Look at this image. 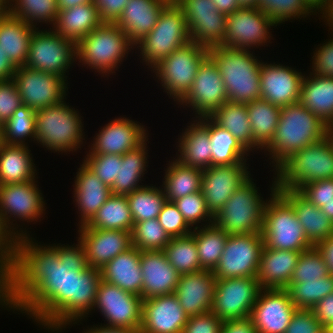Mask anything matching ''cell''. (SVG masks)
<instances>
[{
	"label": "cell",
	"mask_w": 333,
	"mask_h": 333,
	"mask_svg": "<svg viewBox=\"0 0 333 333\" xmlns=\"http://www.w3.org/2000/svg\"><path fill=\"white\" fill-rule=\"evenodd\" d=\"M122 155L115 154H86L83 163L93 172L103 183L111 187L118 177L119 161Z\"/></svg>",
	"instance_id": "11a10c76"
},
{
	"label": "cell",
	"mask_w": 333,
	"mask_h": 333,
	"mask_svg": "<svg viewBox=\"0 0 333 333\" xmlns=\"http://www.w3.org/2000/svg\"><path fill=\"white\" fill-rule=\"evenodd\" d=\"M331 37L325 43L317 45L312 53V66L310 65V67L313 74L333 77V35Z\"/></svg>",
	"instance_id": "91938a15"
},
{
	"label": "cell",
	"mask_w": 333,
	"mask_h": 333,
	"mask_svg": "<svg viewBox=\"0 0 333 333\" xmlns=\"http://www.w3.org/2000/svg\"><path fill=\"white\" fill-rule=\"evenodd\" d=\"M325 333H333V323L326 328Z\"/></svg>",
	"instance_id": "deb4b68c"
},
{
	"label": "cell",
	"mask_w": 333,
	"mask_h": 333,
	"mask_svg": "<svg viewBox=\"0 0 333 333\" xmlns=\"http://www.w3.org/2000/svg\"><path fill=\"white\" fill-rule=\"evenodd\" d=\"M148 139L138 148L122 155L119 161L118 177L110 187L114 195H127L144 186L141 185L145 171L149 164Z\"/></svg>",
	"instance_id": "74e56055"
},
{
	"label": "cell",
	"mask_w": 333,
	"mask_h": 333,
	"mask_svg": "<svg viewBox=\"0 0 333 333\" xmlns=\"http://www.w3.org/2000/svg\"><path fill=\"white\" fill-rule=\"evenodd\" d=\"M65 100L59 104L36 110L35 143L60 154L77 152L84 146L83 117ZM84 134V135H83ZM84 137V138H83ZM82 145V147H81Z\"/></svg>",
	"instance_id": "8992f818"
},
{
	"label": "cell",
	"mask_w": 333,
	"mask_h": 333,
	"mask_svg": "<svg viewBox=\"0 0 333 333\" xmlns=\"http://www.w3.org/2000/svg\"><path fill=\"white\" fill-rule=\"evenodd\" d=\"M36 111L26 105L20 106L9 120L0 127L1 142L5 144L27 145L36 138ZM31 140V141H30Z\"/></svg>",
	"instance_id": "7dc6e473"
},
{
	"label": "cell",
	"mask_w": 333,
	"mask_h": 333,
	"mask_svg": "<svg viewBox=\"0 0 333 333\" xmlns=\"http://www.w3.org/2000/svg\"><path fill=\"white\" fill-rule=\"evenodd\" d=\"M332 132V128L299 102L281 109L275 136L264 149L273 171L290 155L316 143ZM268 152V153H267Z\"/></svg>",
	"instance_id": "7a4b0ae2"
},
{
	"label": "cell",
	"mask_w": 333,
	"mask_h": 333,
	"mask_svg": "<svg viewBox=\"0 0 333 333\" xmlns=\"http://www.w3.org/2000/svg\"><path fill=\"white\" fill-rule=\"evenodd\" d=\"M13 80L18 88L22 104L33 110L56 105L65 100L68 80L29 67H17Z\"/></svg>",
	"instance_id": "e0dca14e"
},
{
	"label": "cell",
	"mask_w": 333,
	"mask_h": 333,
	"mask_svg": "<svg viewBox=\"0 0 333 333\" xmlns=\"http://www.w3.org/2000/svg\"><path fill=\"white\" fill-rule=\"evenodd\" d=\"M298 192L309 202L321 208L325 202L333 198V178L305 184Z\"/></svg>",
	"instance_id": "6125c7cd"
},
{
	"label": "cell",
	"mask_w": 333,
	"mask_h": 333,
	"mask_svg": "<svg viewBox=\"0 0 333 333\" xmlns=\"http://www.w3.org/2000/svg\"><path fill=\"white\" fill-rule=\"evenodd\" d=\"M229 101L218 67L208 55L198 68L195 80L187 94L177 103L193 110L195 118L210 116Z\"/></svg>",
	"instance_id": "ac0fdd59"
},
{
	"label": "cell",
	"mask_w": 333,
	"mask_h": 333,
	"mask_svg": "<svg viewBox=\"0 0 333 333\" xmlns=\"http://www.w3.org/2000/svg\"><path fill=\"white\" fill-rule=\"evenodd\" d=\"M270 190L262 221L264 246L298 252L314 247L308 241L293 206L277 191L275 175Z\"/></svg>",
	"instance_id": "52a82bcc"
},
{
	"label": "cell",
	"mask_w": 333,
	"mask_h": 333,
	"mask_svg": "<svg viewBox=\"0 0 333 333\" xmlns=\"http://www.w3.org/2000/svg\"><path fill=\"white\" fill-rule=\"evenodd\" d=\"M216 281L210 270L180 275L174 294L188 316L210 312Z\"/></svg>",
	"instance_id": "484cf974"
},
{
	"label": "cell",
	"mask_w": 333,
	"mask_h": 333,
	"mask_svg": "<svg viewBox=\"0 0 333 333\" xmlns=\"http://www.w3.org/2000/svg\"><path fill=\"white\" fill-rule=\"evenodd\" d=\"M208 56V49L192 41L187 42L151 69L163 92L176 104L190 90L198 68Z\"/></svg>",
	"instance_id": "8fae6325"
},
{
	"label": "cell",
	"mask_w": 333,
	"mask_h": 333,
	"mask_svg": "<svg viewBox=\"0 0 333 333\" xmlns=\"http://www.w3.org/2000/svg\"><path fill=\"white\" fill-rule=\"evenodd\" d=\"M193 118L190 125H187L178 137L179 140L176 142L178 153L174 159L186 166L204 170L212 166L209 116Z\"/></svg>",
	"instance_id": "83f0119b"
},
{
	"label": "cell",
	"mask_w": 333,
	"mask_h": 333,
	"mask_svg": "<svg viewBox=\"0 0 333 333\" xmlns=\"http://www.w3.org/2000/svg\"><path fill=\"white\" fill-rule=\"evenodd\" d=\"M157 219L170 238L185 236L193 231L172 201L164 203Z\"/></svg>",
	"instance_id": "9f6ffc18"
},
{
	"label": "cell",
	"mask_w": 333,
	"mask_h": 333,
	"mask_svg": "<svg viewBox=\"0 0 333 333\" xmlns=\"http://www.w3.org/2000/svg\"><path fill=\"white\" fill-rule=\"evenodd\" d=\"M36 27L8 13L0 17V47L16 67L25 66L29 43Z\"/></svg>",
	"instance_id": "8d00e7d4"
},
{
	"label": "cell",
	"mask_w": 333,
	"mask_h": 333,
	"mask_svg": "<svg viewBox=\"0 0 333 333\" xmlns=\"http://www.w3.org/2000/svg\"><path fill=\"white\" fill-rule=\"evenodd\" d=\"M102 23L99 9L94 3H87L59 10L52 29L58 35L77 43Z\"/></svg>",
	"instance_id": "d590c367"
},
{
	"label": "cell",
	"mask_w": 333,
	"mask_h": 333,
	"mask_svg": "<svg viewBox=\"0 0 333 333\" xmlns=\"http://www.w3.org/2000/svg\"><path fill=\"white\" fill-rule=\"evenodd\" d=\"M261 290L257 278L217 279L210 311L221 321L250 318Z\"/></svg>",
	"instance_id": "4fadbf2b"
},
{
	"label": "cell",
	"mask_w": 333,
	"mask_h": 333,
	"mask_svg": "<svg viewBox=\"0 0 333 333\" xmlns=\"http://www.w3.org/2000/svg\"><path fill=\"white\" fill-rule=\"evenodd\" d=\"M306 3L318 14L329 5L330 0H305Z\"/></svg>",
	"instance_id": "2a66077c"
},
{
	"label": "cell",
	"mask_w": 333,
	"mask_h": 333,
	"mask_svg": "<svg viewBox=\"0 0 333 333\" xmlns=\"http://www.w3.org/2000/svg\"><path fill=\"white\" fill-rule=\"evenodd\" d=\"M101 325H94L93 327H86L82 331V333H140V330H134V329H127V328H116V327H108V326H102ZM97 326V327H96Z\"/></svg>",
	"instance_id": "2644e50d"
},
{
	"label": "cell",
	"mask_w": 333,
	"mask_h": 333,
	"mask_svg": "<svg viewBox=\"0 0 333 333\" xmlns=\"http://www.w3.org/2000/svg\"><path fill=\"white\" fill-rule=\"evenodd\" d=\"M0 307L14 312V307L11 302V289L0 279Z\"/></svg>",
	"instance_id": "8c879c8a"
},
{
	"label": "cell",
	"mask_w": 333,
	"mask_h": 333,
	"mask_svg": "<svg viewBox=\"0 0 333 333\" xmlns=\"http://www.w3.org/2000/svg\"><path fill=\"white\" fill-rule=\"evenodd\" d=\"M15 240L0 228V279L11 289L14 282Z\"/></svg>",
	"instance_id": "6f0895ef"
},
{
	"label": "cell",
	"mask_w": 333,
	"mask_h": 333,
	"mask_svg": "<svg viewBox=\"0 0 333 333\" xmlns=\"http://www.w3.org/2000/svg\"><path fill=\"white\" fill-rule=\"evenodd\" d=\"M286 290L297 309H312L321 299L333 293V274L316 281L290 283Z\"/></svg>",
	"instance_id": "681fc988"
},
{
	"label": "cell",
	"mask_w": 333,
	"mask_h": 333,
	"mask_svg": "<svg viewBox=\"0 0 333 333\" xmlns=\"http://www.w3.org/2000/svg\"><path fill=\"white\" fill-rule=\"evenodd\" d=\"M89 267L102 269L107 263L132 247L130 231L93 229L86 224L78 227Z\"/></svg>",
	"instance_id": "cb8c5ba5"
},
{
	"label": "cell",
	"mask_w": 333,
	"mask_h": 333,
	"mask_svg": "<svg viewBox=\"0 0 333 333\" xmlns=\"http://www.w3.org/2000/svg\"><path fill=\"white\" fill-rule=\"evenodd\" d=\"M9 13V0H0V17Z\"/></svg>",
	"instance_id": "979ff035"
},
{
	"label": "cell",
	"mask_w": 333,
	"mask_h": 333,
	"mask_svg": "<svg viewBox=\"0 0 333 333\" xmlns=\"http://www.w3.org/2000/svg\"><path fill=\"white\" fill-rule=\"evenodd\" d=\"M322 15L319 17V20L322 18V20L325 22V25L329 27L330 34L333 35V0H330L329 5L320 13Z\"/></svg>",
	"instance_id": "34e18365"
},
{
	"label": "cell",
	"mask_w": 333,
	"mask_h": 333,
	"mask_svg": "<svg viewBox=\"0 0 333 333\" xmlns=\"http://www.w3.org/2000/svg\"><path fill=\"white\" fill-rule=\"evenodd\" d=\"M28 146L0 143V185L25 183L38 178Z\"/></svg>",
	"instance_id": "836d02e7"
},
{
	"label": "cell",
	"mask_w": 333,
	"mask_h": 333,
	"mask_svg": "<svg viewBox=\"0 0 333 333\" xmlns=\"http://www.w3.org/2000/svg\"><path fill=\"white\" fill-rule=\"evenodd\" d=\"M22 105L15 81L13 79L0 81V127Z\"/></svg>",
	"instance_id": "680465c9"
},
{
	"label": "cell",
	"mask_w": 333,
	"mask_h": 333,
	"mask_svg": "<svg viewBox=\"0 0 333 333\" xmlns=\"http://www.w3.org/2000/svg\"><path fill=\"white\" fill-rule=\"evenodd\" d=\"M163 252L180 275L203 270L200 266L195 238L191 233L171 238Z\"/></svg>",
	"instance_id": "bcb514c9"
},
{
	"label": "cell",
	"mask_w": 333,
	"mask_h": 333,
	"mask_svg": "<svg viewBox=\"0 0 333 333\" xmlns=\"http://www.w3.org/2000/svg\"><path fill=\"white\" fill-rule=\"evenodd\" d=\"M87 3H94V0H57V8L64 10Z\"/></svg>",
	"instance_id": "11e5206c"
},
{
	"label": "cell",
	"mask_w": 333,
	"mask_h": 333,
	"mask_svg": "<svg viewBox=\"0 0 333 333\" xmlns=\"http://www.w3.org/2000/svg\"><path fill=\"white\" fill-rule=\"evenodd\" d=\"M246 106L253 140L264 150L275 136L282 108L264 99H256Z\"/></svg>",
	"instance_id": "60d3db41"
},
{
	"label": "cell",
	"mask_w": 333,
	"mask_h": 333,
	"mask_svg": "<svg viewBox=\"0 0 333 333\" xmlns=\"http://www.w3.org/2000/svg\"><path fill=\"white\" fill-rule=\"evenodd\" d=\"M263 247L261 234L228 235L222 256L213 270L214 276L217 279L256 278Z\"/></svg>",
	"instance_id": "5bb4252c"
},
{
	"label": "cell",
	"mask_w": 333,
	"mask_h": 333,
	"mask_svg": "<svg viewBox=\"0 0 333 333\" xmlns=\"http://www.w3.org/2000/svg\"><path fill=\"white\" fill-rule=\"evenodd\" d=\"M183 10L191 41L212 48L222 45L227 15L219 12L212 0H174Z\"/></svg>",
	"instance_id": "d6986e66"
},
{
	"label": "cell",
	"mask_w": 333,
	"mask_h": 333,
	"mask_svg": "<svg viewBox=\"0 0 333 333\" xmlns=\"http://www.w3.org/2000/svg\"><path fill=\"white\" fill-rule=\"evenodd\" d=\"M253 52L254 49L243 50L223 45L208 48V55L218 67L230 102L247 104L261 99L262 60Z\"/></svg>",
	"instance_id": "3957f363"
},
{
	"label": "cell",
	"mask_w": 333,
	"mask_h": 333,
	"mask_svg": "<svg viewBox=\"0 0 333 333\" xmlns=\"http://www.w3.org/2000/svg\"><path fill=\"white\" fill-rule=\"evenodd\" d=\"M305 76L299 70L281 63L261 64V99L280 108L299 101L302 81Z\"/></svg>",
	"instance_id": "603a6c76"
},
{
	"label": "cell",
	"mask_w": 333,
	"mask_h": 333,
	"mask_svg": "<svg viewBox=\"0 0 333 333\" xmlns=\"http://www.w3.org/2000/svg\"><path fill=\"white\" fill-rule=\"evenodd\" d=\"M129 0H94L103 22L115 23Z\"/></svg>",
	"instance_id": "e7e4bbea"
},
{
	"label": "cell",
	"mask_w": 333,
	"mask_h": 333,
	"mask_svg": "<svg viewBox=\"0 0 333 333\" xmlns=\"http://www.w3.org/2000/svg\"><path fill=\"white\" fill-rule=\"evenodd\" d=\"M330 274L328 264L323 254L315 246L307 251L301 252L290 283L316 281Z\"/></svg>",
	"instance_id": "f5cc1de1"
},
{
	"label": "cell",
	"mask_w": 333,
	"mask_h": 333,
	"mask_svg": "<svg viewBox=\"0 0 333 333\" xmlns=\"http://www.w3.org/2000/svg\"><path fill=\"white\" fill-rule=\"evenodd\" d=\"M131 237L140 251L163 250L171 239L157 218L134 223Z\"/></svg>",
	"instance_id": "816d5d0a"
},
{
	"label": "cell",
	"mask_w": 333,
	"mask_h": 333,
	"mask_svg": "<svg viewBox=\"0 0 333 333\" xmlns=\"http://www.w3.org/2000/svg\"><path fill=\"white\" fill-rule=\"evenodd\" d=\"M251 177L240 186L225 205L213 216V223L232 234H261L265 204ZM266 201V202H265Z\"/></svg>",
	"instance_id": "30bf717a"
},
{
	"label": "cell",
	"mask_w": 333,
	"mask_h": 333,
	"mask_svg": "<svg viewBox=\"0 0 333 333\" xmlns=\"http://www.w3.org/2000/svg\"><path fill=\"white\" fill-rule=\"evenodd\" d=\"M191 41L182 8L171 0L160 13L154 28L135 45L148 69H152L173 51ZM140 51V52H139Z\"/></svg>",
	"instance_id": "9c48e42d"
},
{
	"label": "cell",
	"mask_w": 333,
	"mask_h": 333,
	"mask_svg": "<svg viewBox=\"0 0 333 333\" xmlns=\"http://www.w3.org/2000/svg\"><path fill=\"white\" fill-rule=\"evenodd\" d=\"M326 328L315 317L312 309H297L284 333H325Z\"/></svg>",
	"instance_id": "94428289"
},
{
	"label": "cell",
	"mask_w": 333,
	"mask_h": 333,
	"mask_svg": "<svg viewBox=\"0 0 333 333\" xmlns=\"http://www.w3.org/2000/svg\"><path fill=\"white\" fill-rule=\"evenodd\" d=\"M148 135L147 128L140 122L120 116L100 128L86 153L123 155L142 145L149 139Z\"/></svg>",
	"instance_id": "44dd1931"
},
{
	"label": "cell",
	"mask_w": 333,
	"mask_h": 333,
	"mask_svg": "<svg viewBox=\"0 0 333 333\" xmlns=\"http://www.w3.org/2000/svg\"><path fill=\"white\" fill-rule=\"evenodd\" d=\"M75 182L73 184L74 203L78 207V227L87 224L97 213L99 208L112 195L111 189L103 183L91 170L82 162L77 168Z\"/></svg>",
	"instance_id": "f1b7e54d"
},
{
	"label": "cell",
	"mask_w": 333,
	"mask_h": 333,
	"mask_svg": "<svg viewBox=\"0 0 333 333\" xmlns=\"http://www.w3.org/2000/svg\"><path fill=\"white\" fill-rule=\"evenodd\" d=\"M173 203L193 229L213 224V216L206 207L201 191L181 197Z\"/></svg>",
	"instance_id": "db71d44e"
},
{
	"label": "cell",
	"mask_w": 333,
	"mask_h": 333,
	"mask_svg": "<svg viewBox=\"0 0 333 333\" xmlns=\"http://www.w3.org/2000/svg\"><path fill=\"white\" fill-rule=\"evenodd\" d=\"M257 8L267 14L276 25L284 24L285 21L309 18L317 13L306 3L305 0H259Z\"/></svg>",
	"instance_id": "f907efd6"
},
{
	"label": "cell",
	"mask_w": 333,
	"mask_h": 333,
	"mask_svg": "<svg viewBox=\"0 0 333 333\" xmlns=\"http://www.w3.org/2000/svg\"><path fill=\"white\" fill-rule=\"evenodd\" d=\"M316 247L323 254L324 259L328 264L329 271L333 274V235L327 240L320 242Z\"/></svg>",
	"instance_id": "89a4df30"
},
{
	"label": "cell",
	"mask_w": 333,
	"mask_h": 333,
	"mask_svg": "<svg viewBox=\"0 0 333 333\" xmlns=\"http://www.w3.org/2000/svg\"><path fill=\"white\" fill-rule=\"evenodd\" d=\"M249 163L224 164L203 170L201 192L212 216L225 205L229 197L252 176Z\"/></svg>",
	"instance_id": "ffe728a7"
},
{
	"label": "cell",
	"mask_w": 333,
	"mask_h": 333,
	"mask_svg": "<svg viewBox=\"0 0 333 333\" xmlns=\"http://www.w3.org/2000/svg\"><path fill=\"white\" fill-rule=\"evenodd\" d=\"M140 269L143 300L175 292L180 274L169 263L163 250L140 251Z\"/></svg>",
	"instance_id": "4316f807"
},
{
	"label": "cell",
	"mask_w": 333,
	"mask_h": 333,
	"mask_svg": "<svg viewBox=\"0 0 333 333\" xmlns=\"http://www.w3.org/2000/svg\"><path fill=\"white\" fill-rule=\"evenodd\" d=\"M191 234L195 238L201 268L213 271L222 256L228 234L214 223L194 228Z\"/></svg>",
	"instance_id": "ee69618b"
},
{
	"label": "cell",
	"mask_w": 333,
	"mask_h": 333,
	"mask_svg": "<svg viewBox=\"0 0 333 333\" xmlns=\"http://www.w3.org/2000/svg\"><path fill=\"white\" fill-rule=\"evenodd\" d=\"M296 310L286 289H262L250 319L258 333H284Z\"/></svg>",
	"instance_id": "7402d4cb"
},
{
	"label": "cell",
	"mask_w": 333,
	"mask_h": 333,
	"mask_svg": "<svg viewBox=\"0 0 333 333\" xmlns=\"http://www.w3.org/2000/svg\"><path fill=\"white\" fill-rule=\"evenodd\" d=\"M294 208L308 241L315 247L333 235V222L297 190H277Z\"/></svg>",
	"instance_id": "1f68e13d"
},
{
	"label": "cell",
	"mask_w": 333,
	"mask_h": 333,
	"mask_svg": "<svg viewBox=\"0 0 333 333\" xmlns=\"http://www.w3.org/2000/svg\"><path fill=\"white\" fill-rule=\"evenodd\" d=\"M58 12L57 0H9V13L36 28L39 23L51 28Z\"/></svg>",
	"instance_id": "c3c4849f"
},
{
	"label": "cell",
	"mask_w": 333,
	"mask_h": 333,
	"mask_svg": "<svg viewBox=\"0 0 333 333\" xmlns=\"http://www.w3.org/2000/svg\"><path fill=\"white\" fill-rule=\"evenodd\" d=\"M152 185H144L126 195L134 223L156 219L167 201L162 188Z\"/></svg>",
	"instance_id": "f6af8a7d"
},
{
	"label": "cell",
	"mask_w": 333,
	"mask_h": 333,
	"mask_svg": "<svg viewBox=\"0 0 333 333\" xmlns=\"http://www.w3.org/2000/svg\"><path fill=\"white\" fill-rule=\"evenodd\" d=\"M273 172L277 190H299L303 185L333 178V132L294 152Z\"/></svg>",
	"instance_id": "277c9868"
},
{
	"label": "cell",
	"mask_w": 333,
	"mask_h": 333,
	"mask_svg": "<svg viewBox=\"0 0 333 333\" xmlns=\"http://www.w3.org/2000/svg\"><path fill=\"white\" fill-rule=\"evenodd\" d=\"M100 272L102 280L142 297L140 250L134 246L112 259L100 269Z\"/></svg>",
	"instance_id": "d6a6232c"
},
{
	"label": "cell",
	"mask_w": 333,
	"mask_h": 333,
	"mask_svg": "<svg viewBox=\"0 0 333 333\" xmlns=\"http://www.w3.org/2000/svg\"><path fill=\"white\" fill-rule=\"evenodd\" d=\"M223 321L213 312L189 316L182 333H220Z\"/></svg>",
	"instance_id": "be15d7a7"
},
{
	"label": "cell",
	"mask_w": 333,
	"mask_h": 333,
	"mask_svg": "<svg viewBox=\"0 0 333 333\" xmlns=\"http://www.w3.org/2000/svg\"><path fill=\"white\" fill-rule=\"evenodd\" d=\"M321 211L333 222V198L325 202V205L321 207Z\"/></svg>",
	"instance_id": "b9fcfbb0"
},
{
	"label": "cell",
	"mask_w": 333,
	"mask_h": 333,
	"mask_svg": "<svg viewBox=\"0 0 333 333\" xmlns=\"http://www.w3.org/2000/svg\"><path fill=\"white\" fill-rule=\"evenodd\" d=\"M312 311L318 321L327 328L333 323V293L328 294L321 299Z\"/></svg>",
	"instance_id": "03108f58"
},
{
	"label": "cell",
	"mask_w": 333,
	"mask_h": 333,
	"mask_svg": "<svg viewBox=\"0 0 333 333\" xmlns=\"http://www.w3.org/2000/svg\"><path fill=\"white\" fill-rule=\"evenodd\" d=\"M171 0H129L115 22L136 45L156 25L164 7Z\"/></svg>",
	"instance_id": "f546056e"
},
{
	"label": "cell",
	"mask_w": 333,
	"mask_h": 333,
	"mask_svg": "<svg viewBox=\"0 0 333 333\" xmlns=\"http://www.w3.org/2000/svg\"><path fill=\"white\" fill-rule=\"evenodd\" d=\"M212 166L247 162L249 152L228 130L209 117Z\"/></svg>",
	"instance_id": "b9f144b4"
},
{
	"label": "cell",
	"mask_w": 333,
	"mask_h": 333,
	"mask_svg": "<svg viewBox=\"0 0 333 333\" xmlns=\"http://www.w3.org/2000/svg\"><path fill=\"white\" fill-rule=\"evenodd\" d=\"M301 252L263 247L257 274L262 289H286Z\"/></svg>",
	"instance_id": "4dcf8cb0"
},
{
	"label": "cell",
	"mask_w": 333,
	"mask_h": 333,
	"mask_svg": "<svg viewBox=\"0 0 333 333\" xmlns=\"http://www.w3.org/2000/svg\"><path fill=\"white\" fill-rule=\"evenodd\" d=\"M86 225L93 229L132 232L134 220L126 195L112 194Z\"/></svg>",
	"instance_id": "7bdbcfd3"
},
{
	"label": "cell",
	"mask_w": 333,
	"mask_h": 333,
	"mask_svg": "<svg viewBox=\"0 0 333 333\" xmlns=\"http://www.w3.org/2000/svg\"><path fill=\"white\" fill-rule=\"evenodd\" d=\"M188 315L174 293L143 300L140 333H182Z\"/></svg>",
	"instance_id": "d4e9b609"
},
{
	"label": "cell",
	"mask_w": 333,
	"mask_h": 333,
	"mask_svg": "<svg viewBox=\"0 0 333 333\" xmlns=\"http://www.w3.org/2000/svg\"><path fill=\"white\" fill-rule=\"evenodd\" d=\"M298 102L333 129V77L305 74Z\"/></svg>",
	"instance_id": "e575fe53"
},
{
	"label": "cell",
	"mask_w": 333,
	"mask_h": 333,
	"mask_svg": "<svg viewBox=\"0 0 333 333\" xmlns=\"http://www.w3.org/2000/svg\"><path fill=\"white\" fill-rule=\"evenodd\" d=\"M220 333H258L250 318L223 321Z\"/></svg>",
	"instance_id": "003e7915"
},
{
	"label": "cell",
	"mask_w": 333,
	"mask_h": 333,
	"mask_svg": "<svg viewBox=\"0 0 333 333\" xmlns=\"http://www.w3.org/2000/svg\"><path fill=\"white\" fill-rule=\"evenodd\" d=\"M37 181L0 185V227L14 240L30 236L26 227L16 223L18 220L36 223L45 214L47 203Z\"/></svg>",
	"instance_id": "ba28073f"
},
{
	"label": "cell",
	"mask_w": 333,
	"mask_h": 333,
	"mask_svg": "<svg viewBox=\"0 0 333 333\" xmlns=\"http://www.w3.org/2000/svg\"><path fill=\"white\" fill-rule=\"evenodd\" d=\"M76 60V43L50 30L36 28L31 36L25 66L52 73L67 80Z\"/></svg>",
	"instance_id": "7c38bea8"
},
{
	"label": "cell",
	"mask_w": 333,
	"mask_h": 333,
	"mask_svg": "<svg viewBox=\"0 0 333 333\" xmlns=\"http://www.w3.org/2000/svg\"><path fill=\"white\" fill-rule=\"evenodd\" d=\"M240 8H257L259 0H237Z\"/></svg>",
	"instance_id": "09005b40"
},
{
	"label": "cell",
	"mask_w": 333,
	"mask_h": 333,
	"mask_svg": "<svg viewBox=\"0 0 333 333\" xmlns=\"http://www.w3.org/2000/svg\"><path fill=\"white\" fill-rule=\"evenodd\" d=\"M219 12L225 15L232 14L240 9L237 0H212Z\"/></svg>",
	"instance_id": "753ad0ef"
},
{
	"label": "cell",
	"mask_w": 333,
	"mask_h": 333,
	"mask_svg": "<svg viewBox=\"0 0 333 333\" xmlns=\"http://www.w3.org/2000/svg\"><path fill=\"white\" fill-rule=\"evenodd\" d=\"M143 298L101 279L93 312L98 310L106 320L102 326L140 330Z\"/></svg>",
	"instance_id": "9a60e30c"
},
{
	"label": "cell",
	"mask_w": 333,
	"mask_h": 333,
	"mask_svg": "<svg viewBox=\"0 0 333 333\" xmlns=\"http://www.w3.org/2000/svg\"><path fill=\"white\" fill-rule=\"evenodd\" d=\"M134 48L116 23L103 22L76 43V60L102 77H110Z\"/></svg>",
	"instance_id": "5b68a950"
},
{
	"label": "cell",
	"mask_w": 333,
	"mask_h": 333,
	"mask_svg": "<svg viewBox=\"0 0 333 333\" xmlns=\"http://www.w3.org/2000/svg\"><path fill=\"white\" fill-rule=\"evenodd\" d=\"M167 165L160 186L168 201L201 191L202 169L186 166L177 159L169 160Z\"/></svg>",
	"instance_id": "ab89813d"
},
{
	"label": "cell",
	"mask_w": 333,
	"mask_h": 333,
	"mask_svg": "<svg viewBox=\"0 0 333 333\" xmlns=\"http://www.w3.org/2000/svg\"><path fill=\"white\" fill-rule=\"evenodd\" d=\"M16 69L17 67L7 57V54H4V51L0 47V81L13 79Z\"/></svg>",
	"instance_id": "a7ac6f4b"
},
{
	"label": "cell",
	"mask_w": 333,
	"mask_h": 333,
	"mask_svg": "<svg viewBox=\"0 0 333 333\" xmlns=\"http://www.w3.org/2000/svg\"><path fill=\"white\" fill-rule=\"evenodd\" d=\"M100 281V269L88 266L79 240L75 245H41L32 235L15 240L14 313H25L41 329L61 333L82 324L92 315Z\"/></svg>",
	"instance_id": "6da1fadb"
},
{
	"label": "cell",
	"mask_w": 333,
	"mask_h": 333,
	"mask_svg": "<svg viewBox=\"0 0 333 333\" xmlns=\"http://www.w3.org/2000/svg\"><path fill=\"white\" fill-rule=\"evenodd\" d=\"M272 27L275 28L277 25L258 8H240L227 15L222 45L243 50L268 46L267 43H272Z\"/></svg>",
	"instance_id": "2e32d148"
},
{
	"label": "cell",
	"mask_w": 333,
	"mask_h": 333,
	"mask_svg": "<svg viewBox=\"0 0 333 333\" xmlns=\"http://www.w3.org/2000/svg\"><path fill=\"white\" fill-rule=\"evenodd\" d=\"M209 117L228 130L249 152L263 150L253 140L246 104L227 101Z\"/></svg>",
	"instance_id": "f35d334b"
}]
</instances>
